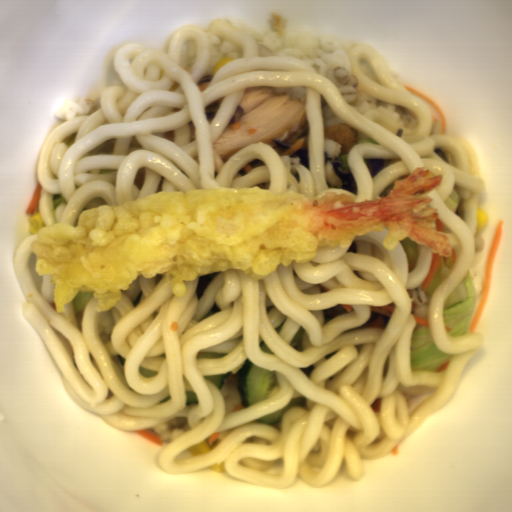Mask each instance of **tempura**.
I'll return each mask as SVG.
<instances>
[{"instance_id": "tempura-1", "label": "tempura", "mask_w": 512, "mask_h": 512, "mask_svg": "<svg viewBox=\"0 0 512 512\" xmlns=\"http://www.w3.org/2000/svg\"><path fill=\"white\" fill-rule=\"evenodd\" d=\"M443 178L419 166L367 201L337 188L312 199L257 185L156 192L87 208L75 227L45 225L29 245L37 275L50 276L57 313L79 292H94L96 311L111 310L140 276H170L181 298L185 281L229 270L267 276L280 264L314 260L321 241L346 247L384 230V247L410 238L450 257L449 237L426 226L439 210L428 207L432 196L421 195Z\"/></svg>"}]
</instances>
